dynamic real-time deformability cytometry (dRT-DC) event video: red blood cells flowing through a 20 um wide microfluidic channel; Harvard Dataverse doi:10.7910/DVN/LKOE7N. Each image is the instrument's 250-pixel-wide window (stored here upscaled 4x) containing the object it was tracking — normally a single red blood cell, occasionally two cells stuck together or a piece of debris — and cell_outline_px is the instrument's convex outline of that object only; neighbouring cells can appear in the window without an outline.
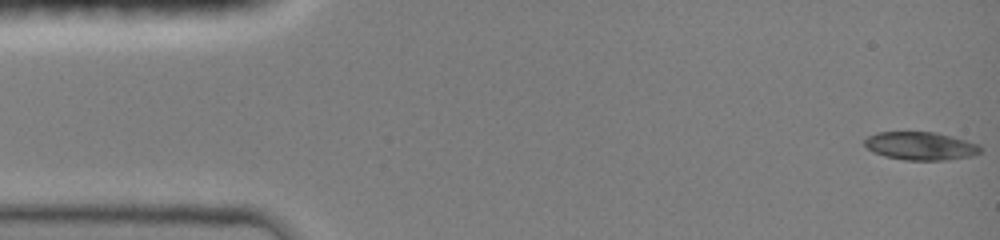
{"species": "common noctule bat (a hibernating species)", "species_latin": "Nyctalus noctula", "temperature_condition": "room temperature", "stored_images_in_passage": 14, "camera_frame_rate_fps": 3000, "um_per_image_px": 0.085, "animal": {"sex": "female", "body_mass_g": 19.0, "forearm_length_mm": 51.5}, "frame": {"image": 1, "passage_image": 1, "time_ms": 0.0, "image_size_px": [1000, 240], "cell_outline_px": [[980, 152], [972, 156], [944, 160], [904, 160], [884, 156], [872, 152], [864, 144], [864, 140], [868, 136], [876, 132], [936, 132], [952, 136], [980, 144]], "centroid_in_image_um": [78.24, 12.4], "position_along_channel_um": 6.8, "area_um2": 19.07}}